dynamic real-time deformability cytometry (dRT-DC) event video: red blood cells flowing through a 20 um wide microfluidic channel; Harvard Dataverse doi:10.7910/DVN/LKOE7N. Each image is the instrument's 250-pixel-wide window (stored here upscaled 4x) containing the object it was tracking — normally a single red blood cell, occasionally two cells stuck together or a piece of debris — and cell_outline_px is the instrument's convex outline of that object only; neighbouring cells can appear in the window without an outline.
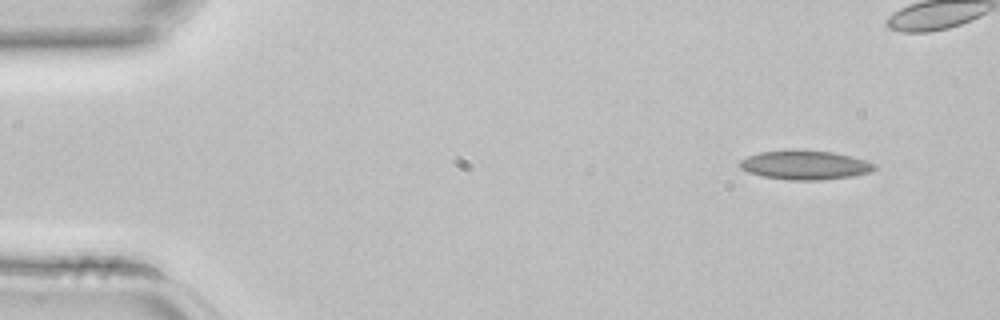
{"species": "common noctule bat (a hibernating species)", "species_latin": "Nyctalus noctula", "temperature_condition": "room temperature", "stored_images_in_passage": 3, "camera_frame_rate_fps": 3000, "um_per_image_px": 0.085, "animal": {"sex": "female", "body_mass_g": 22.7, "forearm_length_mm": 54.2}, "frame": {"image": 1, "passage_image": 1, "time_ms": 0.0, "image_size_px": [1000, 320], "cell_outline_px": [[876, 168], [872, 172], [852, 176], [820, 180], [788, 180], [764, 176], [748, 172], [740, 168], [740, 160], [748, 156], [760, 152], [792, 148], [796, 148], [832, 152], [852, 156], [868, 160], [876, 164]], "centroid_in_image_um": [68.45, 14.0], "position_along_channel_um": 16.5, "area_um2": 23.29}}